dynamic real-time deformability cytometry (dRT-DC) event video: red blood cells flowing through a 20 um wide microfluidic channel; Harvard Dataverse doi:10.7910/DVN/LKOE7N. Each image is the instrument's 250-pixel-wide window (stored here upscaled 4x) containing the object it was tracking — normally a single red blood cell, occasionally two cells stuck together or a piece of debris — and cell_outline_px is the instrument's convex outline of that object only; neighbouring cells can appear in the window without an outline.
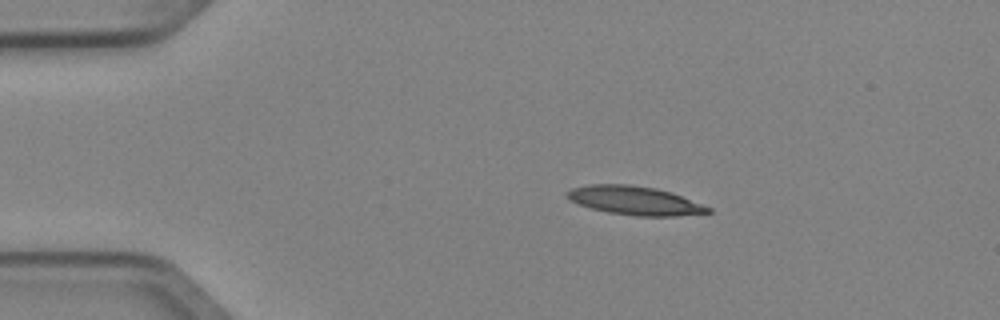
{"species": "Egyptian fruit bat (a non-hibernating species)", "species_latin": "Rousettus aegyptiacus", "temperature_condition": "cold", "stored_images_in_passage": 6, "camera_frame_rate_fps": 3000, "um_per_image_px": 0.085, "animal": {"sex": "female"}, "frame": {"image": 1, "passage_image": 3, "time_ms": 0.667, "image_size_px": [1000, 320], "cell_outline_px": [[712, 212], [676, 216], [636, 216], [608, 212], [592, 208], [580, 204], [564, 196], [564, 192], [572, 188], [588, 184], [628, 184], [656, 188], [680, 196], [712, 208]], "centroid_in_image_um": [53.92, 17.04], "position_along_channel_um": 31.1, "area_um2": 23.35}}
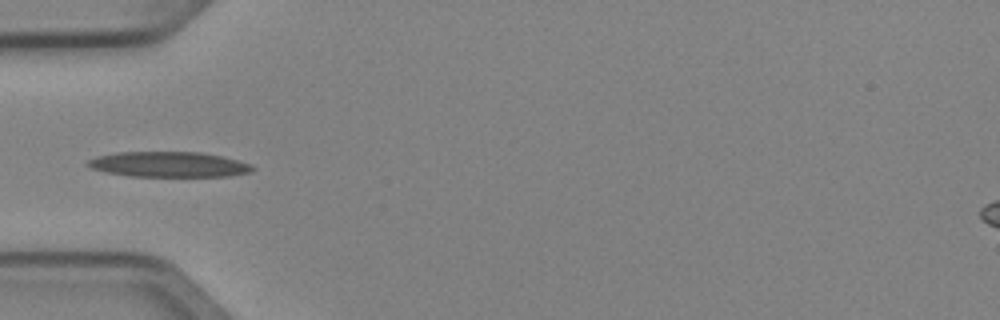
{"frame": {"image": 2, "passage_image": 5, "time_ms": 1.333, "image_size_px": [1000, 320], "cell_outline_px": [[256, 168], [252, 172], [228, 176], [132, 176], [108, 172], [92, 168], [84, 164], [88, 160], [96, 156], [116, 152], [200, 152], [220, 156], [252, 164]], "centroid_in_image_um": [14.35, 13.97], "position_along_channel_um": 70.6, "area_um2": 24.22}}
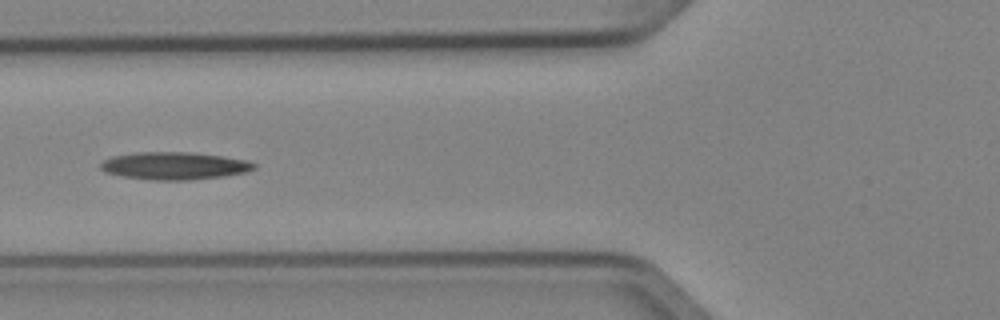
{"frame": {"image": 3, "passage_image": 6, "time_ms": 1.667, "image_size_px": [1000, 320], "cell_outline_px": [[256, 168], [248, 172], [224, 176], [188, 180], [148, 180], [124, 176], [104, 172], [100, 168], [100, 164], [104, 160], [112, 156], [136, 152], [188, 152], [224, 156], [248, 160], [256, 164]], "centroid_in_image_um": [14.84, 14.09], "position_along_channel_um": 111.0, "area_um2": 24.8}}